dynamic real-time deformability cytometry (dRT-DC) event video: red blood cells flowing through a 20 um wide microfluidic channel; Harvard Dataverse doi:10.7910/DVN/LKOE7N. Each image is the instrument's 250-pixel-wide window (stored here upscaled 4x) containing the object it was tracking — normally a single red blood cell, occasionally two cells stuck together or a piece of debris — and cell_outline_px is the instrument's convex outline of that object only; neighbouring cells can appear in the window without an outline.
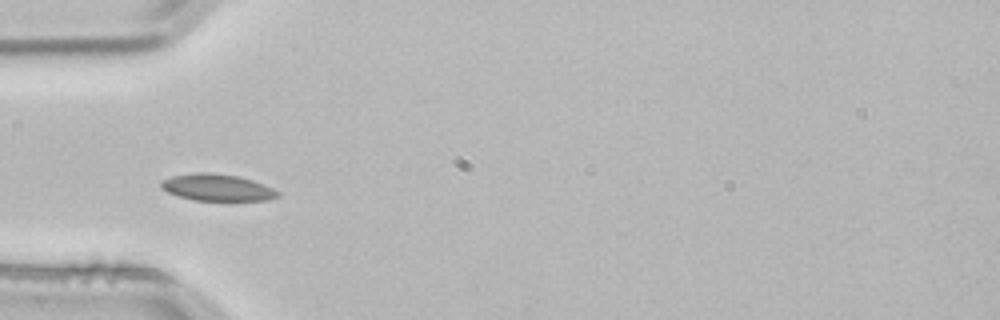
{"species": "common noctule bat (a hibernating species)", "species_latin": "Nyctalus noctula", "temperature_condition": "room temperature", "stored_images_in_passage": 3, "camera_frame_rate_fps": 3000, "um_per_image_px": 0.085, "animal": {"sex": "male", "body_mass_g": 21.5, "forearm_length_mm": 52.0}, "frame": {"image": 1, "passage_image": 3, "time_ms": 0.667, "image_size_px": [1000, 320], "cell_outline_px": [[280, 196], [268, 200], [192, 200], [176, 196], [160, 188], [160, 184], [164, 180], [172, 176], [196, 172], [212, 172], [236, 176], [252, 180], [272, 188], [280, 192]], "centroid_in_image_um": [18.44, 15.94], "position_along_channel_um": 66.6, "area_um2": 18.15}}